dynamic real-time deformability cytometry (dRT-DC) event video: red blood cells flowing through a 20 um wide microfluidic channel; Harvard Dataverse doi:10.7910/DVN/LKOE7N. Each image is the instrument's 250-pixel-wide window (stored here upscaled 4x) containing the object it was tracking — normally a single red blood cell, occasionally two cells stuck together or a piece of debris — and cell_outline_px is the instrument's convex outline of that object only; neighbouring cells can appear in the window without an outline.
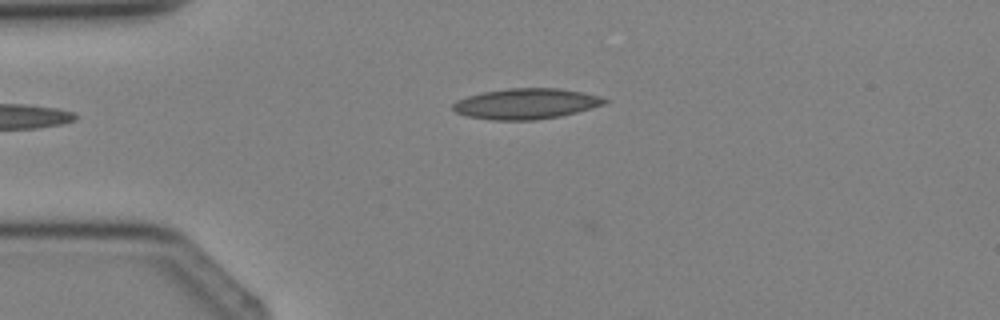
{"species": "Egyptian fruit bat (a non-hibernating species)", "species_latin": "Rousettus aegyptiacus", "temperature_condition": "cold", "stored_images_in_passage": 3, "camera_frame_rate_fps": 3000, "um_per_image_px": 0.085, "animal": {"sex": "female"}, "frame": {"image": 1, "passage_image": 3, "time_ms": 2.333, "image_size_px": [1000, 320], "cell_outline_px": [[608, 100], [604, 104], [576, 112], [560, 116], [536, 120], [492, 120], [468, 116], [456, 112], [452, 108], [452, 104], [456, 100], [468, 96], [484, 92], [508, 88], [556, 88], [580, 92], [600, 96]], "centroid_in_image_um": [44.68, 8.82], "position_along_channel_um": 40.3, "area_um2": 26.82}}